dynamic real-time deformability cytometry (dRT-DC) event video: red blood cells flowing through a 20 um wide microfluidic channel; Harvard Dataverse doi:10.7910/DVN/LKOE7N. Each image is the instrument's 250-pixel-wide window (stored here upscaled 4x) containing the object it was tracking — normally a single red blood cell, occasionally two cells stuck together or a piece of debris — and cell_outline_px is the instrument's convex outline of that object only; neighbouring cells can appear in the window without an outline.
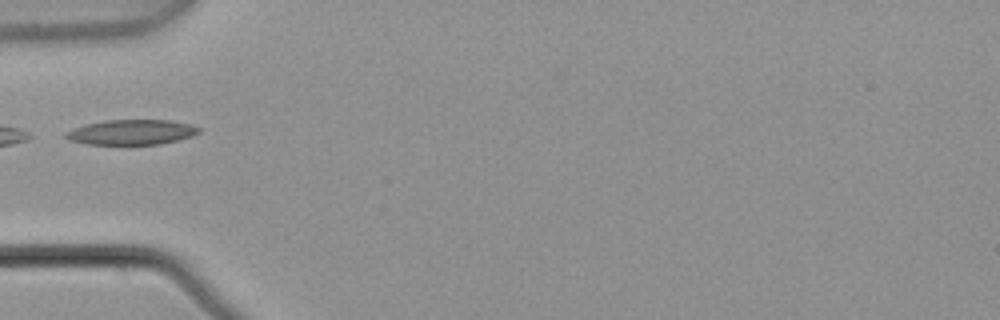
{"species": "common noctule bat (a hibernating species)", "species_latin": "Nyctalus noctula", "temperature_condition": "warm", "stored_images_in_passage": 6, "camera_frame_rate_fps": 3000, "um_per_image_px": 0.085, "animal": {"sex": "male", "body_mass_g": 21.5, "forearm_length_mm": 52.0}, "frame": {"image": 1, "passage_image": 6, "time_ms": 1.667, "image_size_px": [1000, 320], "cell_outline_px": [[200, 132], [192, 136], [160, 144], [88, 144], [72, 140], [64, 136], [64, 132], [72, 128], [88, 124], [108, 120], [168, 120], [192, 124], [200, 128]], "centroid_in_image_um": [11.2, 11.23], "position_along_channel_um": 73.8, "area_um2": 19.25}}